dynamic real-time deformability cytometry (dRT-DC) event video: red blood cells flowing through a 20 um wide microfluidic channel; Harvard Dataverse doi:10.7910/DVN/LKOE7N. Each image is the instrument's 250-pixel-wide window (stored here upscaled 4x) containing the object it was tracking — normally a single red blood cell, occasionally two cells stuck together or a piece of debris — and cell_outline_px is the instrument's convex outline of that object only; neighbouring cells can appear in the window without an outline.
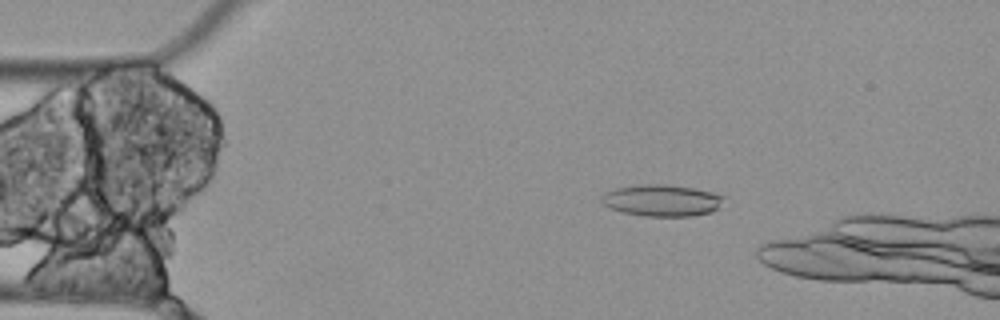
{"species": "Egyptian fruit bat (a non-hibernating species)", "species_latin": "Rousettus aegyptiacus", "temperature_condition": "cold", "stored_images_in_passage": 5, "camera_frame_rate_fps": 3000, "um_per_image_px": 0.085, "animal": {"sex": "female"}, "frame": {"image": 1, "passage_image": 3, "time_ms": 0.667, "image_size_px": [1000, 320], "cell_outline_px": [[724, 196], [720, 208], [712, 212], [692, 216], [644, 216], [624, 212], [612, 208], [604, 204], [600, 200], [600, 196], [604, 192], [612, 188], [640, 184], [664, 184], [692, 188], [712, 192]], "centroid_in_image_um": [56.24, 17.03], "position_along_channel_um": 28.8, "area_um2": 22.66}}